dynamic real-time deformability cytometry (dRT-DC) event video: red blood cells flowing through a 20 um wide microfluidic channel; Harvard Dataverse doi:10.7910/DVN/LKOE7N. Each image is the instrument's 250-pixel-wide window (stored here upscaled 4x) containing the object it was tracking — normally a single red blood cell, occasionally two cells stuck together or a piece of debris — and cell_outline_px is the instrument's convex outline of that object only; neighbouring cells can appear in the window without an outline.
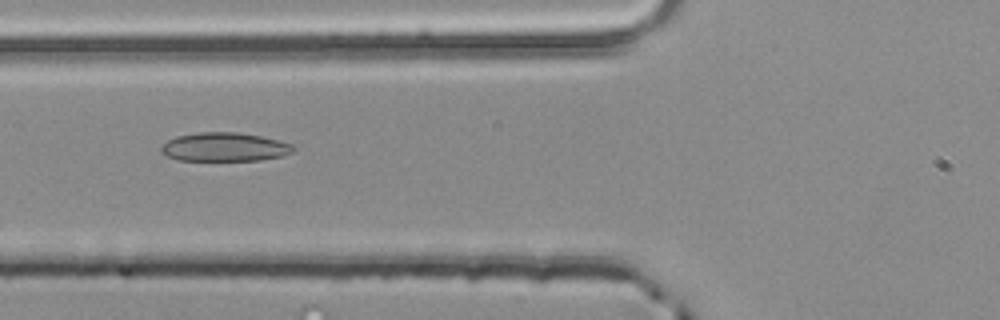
{"species": "common noctule bat (a hibernating species)", "species_latin": "Nyctalus noctula", "temperature_condition": "room temperature", "stored_images_in_passage": 5, "camera_frame_rate_fps": 3000, "um_per_image_px": 0.085, "animal": {"sex": "male", "body_mass_g": 20.4}, "frame": {"image": 1, "passage_image": 4, "time_ms": 1.0, "image_size_px": [1000, 320], "cell_outline_px": [[296, 152], [280, 156], [260, 160], [176, 160], [160, 152], [160, 148], [168, 140], [176, 136], [200, 132], [236, 132], [260, 136], [292, 144], [296, 148]], "centroid_in_image_um": [19.09, 12.5], "position_along_channel_um": 106.7, "area_um2": 22.08}}
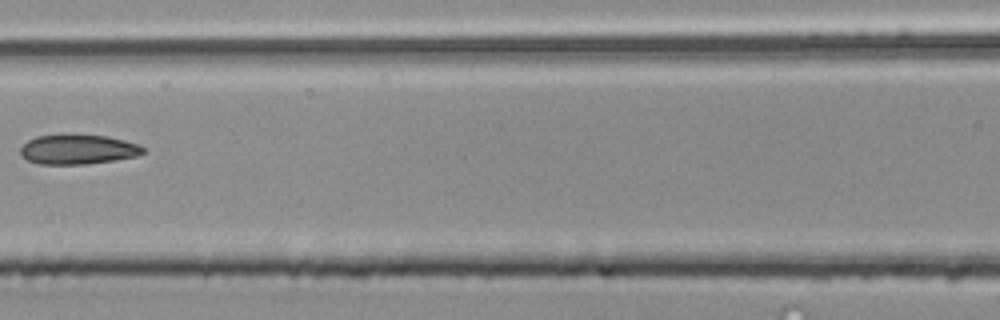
{"frame": {"image": 2, "passage_image": 5, "time_ms": 1.333, "image_size_px": [1000, 320], "cell_outline_px": [[144, 152], [136, 156], [88, 164], [40, 164], [28, 160], [20, 156], [20, 148], [28, 140], [36, 136], [108, 136], [124, 140], [136, 144], [144, 148]], "centroid_in_image_um": [6.59, 12.72], "position_along_channel_um": 160.0, "area_um2": 20.69}}